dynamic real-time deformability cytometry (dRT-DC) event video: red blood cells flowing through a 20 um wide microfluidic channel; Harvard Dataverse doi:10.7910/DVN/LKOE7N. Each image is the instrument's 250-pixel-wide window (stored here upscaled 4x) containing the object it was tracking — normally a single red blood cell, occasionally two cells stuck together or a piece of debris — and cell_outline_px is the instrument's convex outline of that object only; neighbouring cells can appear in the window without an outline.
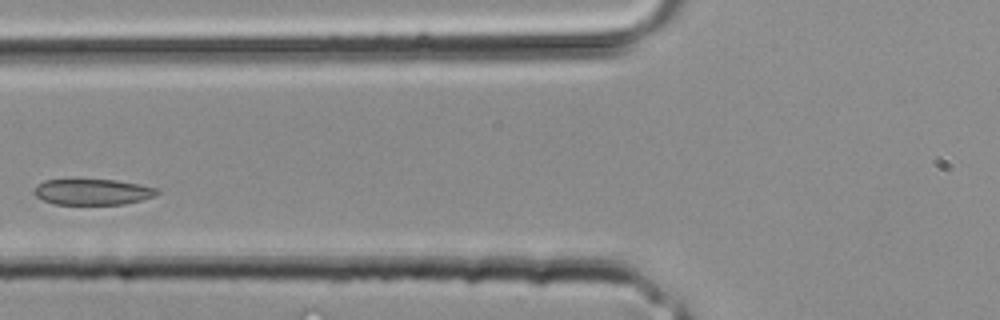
{"species": "common noctule bat (a hibernating species)", "species_latin": "Nyctalus noctula", "temperature_condition": "room temperature", "stored_images_in_passage": 24, "camera_frame_rate_fps": 3000, "um_per_image_px": 0.085, "animal": {"sex": "male", "body_mass_g": 20.4}, "frame": {"image": 1, "passage_image": 7, "time_ms": 2.0, "image_size_px": [1000, 320], "cell_outline_px": [[160, 192], [156, 196], [124, 204], [52, 204], [36, 196], [36, 184], [44, 180], [116, 180], [160, 188]], "centroid_in_image_um": [7.92, 16.31], "position_along_channel_um": 117.9, "area_um2": 18.44}}
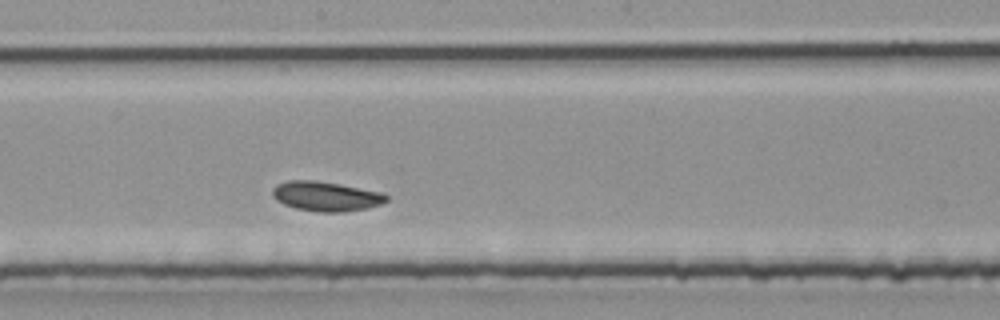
{"frame": {"image": 2, "passage_image": 12, "time_ms": 3.667, "image_size_px": [1000, 320], "cell_outline_px": [[388, 200], [380, 204], [368, 208], [344, 212], [316, 212], [296, 208], [284, 204], [276, 200], [272, 196], [272, 188], [276, 184], [288, 180], [316, 180], [384, 192], [388, 196]], "centroid_in_image_um": [27.7, 16.68], "position_along_channel_um": 220.5, "area_um2": 19.88}}
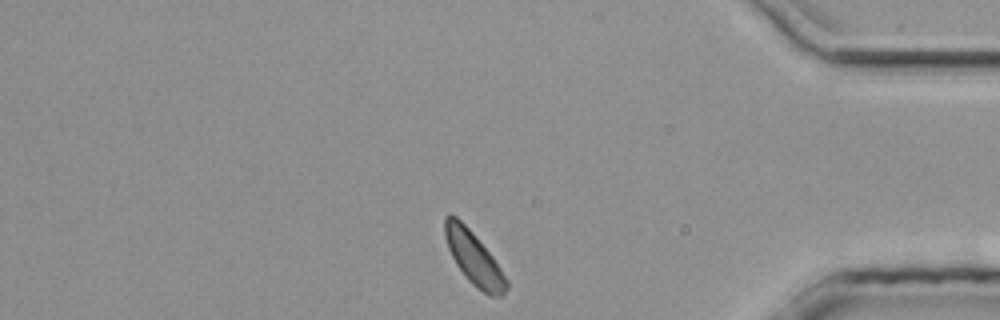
{"frame": {"image": 3, "passage_image": 22, "time_ms": 7.0, "image_size_px": [1000, 320], "cell_outline_px": [[508, 288], [504, 296], [488, 296], [476, 288], [468, 280], [456, 264], [448, 248], [444, 236], [444, 216], [448, 212], [456, 216], [472, 232], [492, 256], [508, 280]], "centroid_in_image_um": [40.27, 21.96], "position_along_channel_um": 394.9, "area_um2": 19.07}}